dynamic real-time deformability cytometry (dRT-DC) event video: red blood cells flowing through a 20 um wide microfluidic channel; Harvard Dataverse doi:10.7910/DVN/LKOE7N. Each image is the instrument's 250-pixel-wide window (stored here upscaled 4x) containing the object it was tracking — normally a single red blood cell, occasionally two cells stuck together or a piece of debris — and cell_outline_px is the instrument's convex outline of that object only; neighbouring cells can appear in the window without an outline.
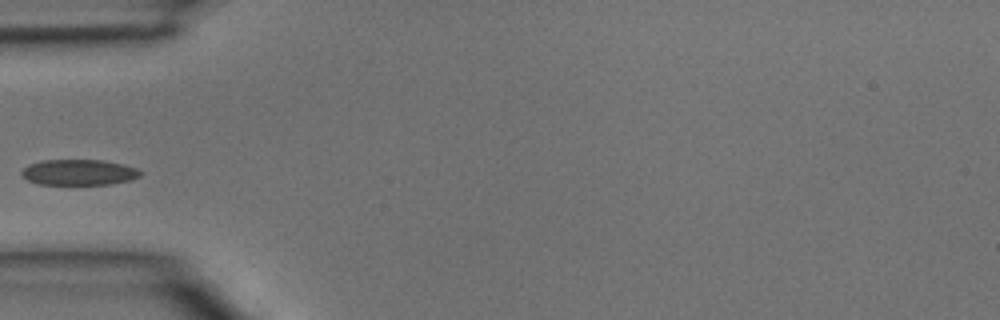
{"species": "common noctule bat (a hibernating species)", "species_latin": "Nyctalus noctula", "temperature_condition": "room temperature", "stored_images_in_passage": 4, "camera_frame_rate_fps": 3000, "um_per_image_px": 0.085, "animal": {"sex": "male", "body_mass_g": 15.6}, "frame": {"image": 1, "passage_image": 4, "time_ms": 1.0, "image_size_px": [1000, 320], "cell_outline_px": [[144, 172], [140, 176], [132, 180], [112, 184], [40, 184], [28, 180], [20, 172], [28, 164], [44, 160], [104, 160], [124, 164], [136, 168]], "centroid_in_image_um": [6.76, 14.64], "position_along_channel_um": 78.2, "area_um2": 17.86}}